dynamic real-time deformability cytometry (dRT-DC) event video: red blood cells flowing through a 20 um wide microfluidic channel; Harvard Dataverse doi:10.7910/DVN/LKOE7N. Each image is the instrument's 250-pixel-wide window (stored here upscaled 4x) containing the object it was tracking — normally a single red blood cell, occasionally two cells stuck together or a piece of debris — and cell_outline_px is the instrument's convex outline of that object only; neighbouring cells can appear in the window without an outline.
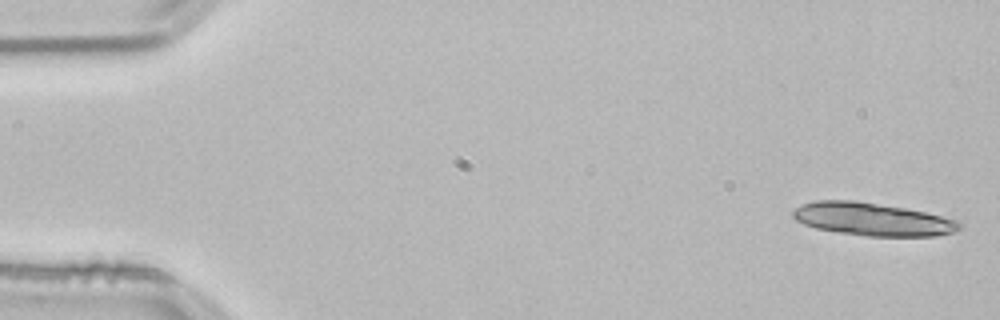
{"species": "common noctule bat (a hibernating species)", "species_latin": "Nyctalus noctula", "temperature_condition": "room temperature", "stored_images_in_passage": 23, "camera_frame_rate_fps": 3000, "um_per_image_px": 0.085, "animal": {"sex": "male", "body_mass_g": 21.5, "forearm_length_mm": 52.0}, "frame": {"image": 1, "passage_image": 1, "time_ms": 0.0, "image_size_px": [1000, 320], "cell_outline_px": [[960, 228], [952, 232], [936, 236], [864, 236], [816, 228], [804, 224], [796, 220], [792, 216], [792, 208], [800, 204], [816, 200], [856, 200], [904, 208], [924, 212], [956, 220], [960, 224]], "centroid_in_image_um": [74.08, 18.62], "position_along_channel_um": 10.9, "area_um2": 31.79}}
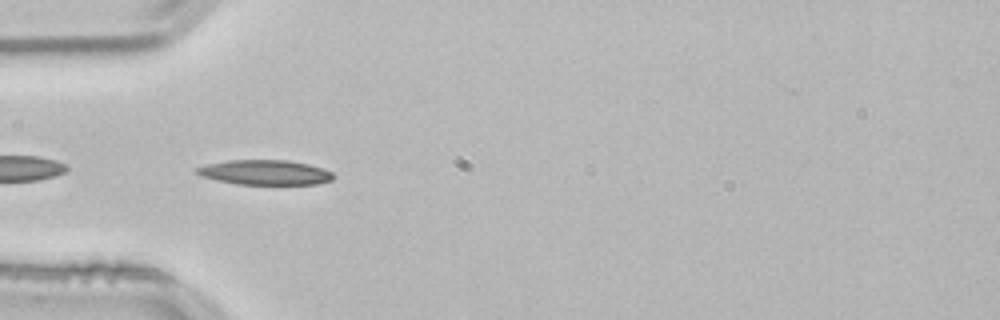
{"frame": {"image": 2, "passage_image": 16, "time_ms": 5.0, "image_size_px": [1000, 320], "cell_outline_px": [[336, 176], [332, 180], [316, 184], [236, 184], [216, 180], [200, 176], [192, 172], [192, 168], [208, 164], [228, 160], [288, 160], [308, 164], [332, 172]], "centroid_in_image_um": [22.46, 14.65], "position_along_channel_um": 62.5, "area_um2": 19.94}}